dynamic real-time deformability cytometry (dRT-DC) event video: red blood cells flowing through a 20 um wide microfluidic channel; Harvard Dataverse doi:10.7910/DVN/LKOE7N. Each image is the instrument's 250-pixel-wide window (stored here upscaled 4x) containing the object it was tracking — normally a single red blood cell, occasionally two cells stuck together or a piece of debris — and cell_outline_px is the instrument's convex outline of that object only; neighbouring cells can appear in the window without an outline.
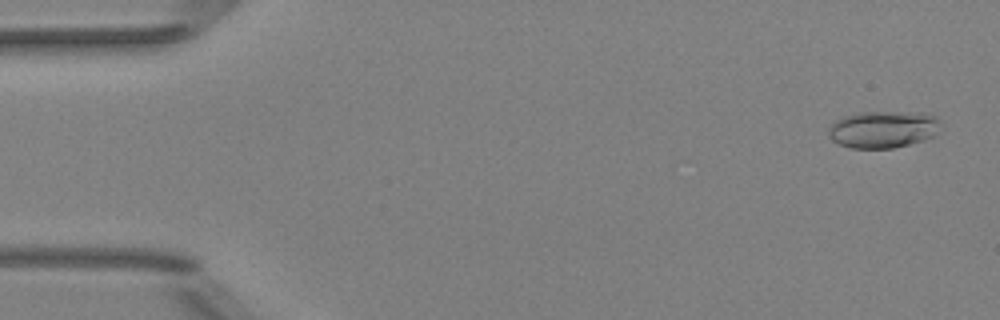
{"species": "Egyptian fruit bat (a non-hibernating species)", "species_latin": "Rousettus aegyptiacus", "temperature_condition": "room temperature", "stored_images_in_passage": 51, "camera_frame_rate_fps": 3000, "um_per_image_px": 0.085, "animal": {"sex": "female"}, "frame": {"image": 1, "passage_image": 2, "time_ms": 0.333, "image_size_px": [1000, 320], "cell_outline_px": [[940, 132], [924, 140], [892, 148], [852, 148], [840, 144], [832, 140], [828, 136], [828, 128], [836, 120], [844, 116], [860, 112], [924, 112], [936, 116], [940, 124]], "centroid_in_image_um": [75.08, 10.98], "position_along_channel_um": 9.9, "area_um2": 24.33}}
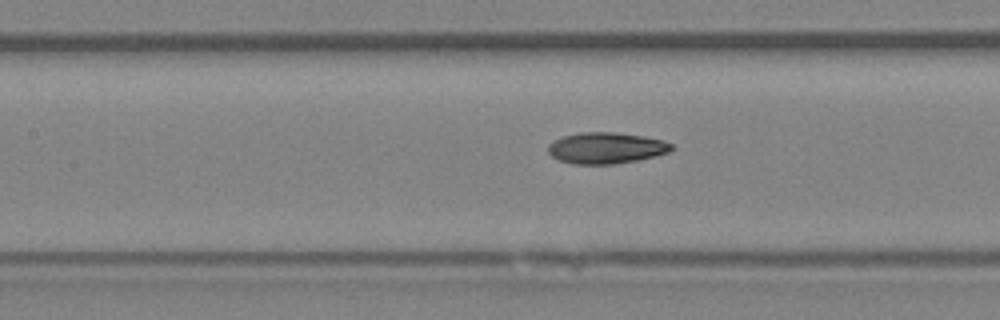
{"frame": {"image": 2, "passage_image": 23, "time_ms": 7.333, "image_size_px": [1000, 320], "cell_outline_px": [[672, 148], [668, 152], [636, 160], [616, 164], [572, 164], [560, 160], [552, 156], [548, 152], [548, 144], [552, 140], [564, 136], [580, 132], [612, 132], [640, 136], [664, 140], [672, 144]], "centroid_in_image_um": [51.46, 12.58], "position_along_channel_um": 155.9, "area_um2": 22.25}}
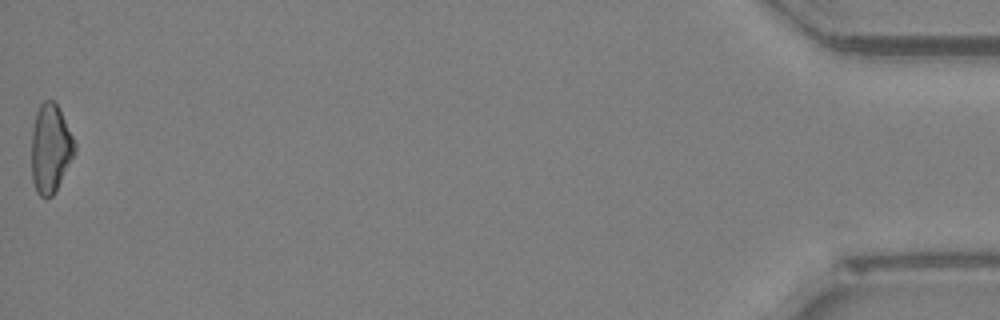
{"frame": {"image": 3, "passage_image": 51, "time_ms": 16.667, "image_size_px": [1000, 320], "cell_outline_px": [[76, 152], [52, 196], [44, 200], [36, 192], [32, 180], [32, 128], [36, 112], [40, 104], [44, 100], [52, 100], [56, 104], [76, 144]], "centroid_in_image_um": [4.27, 12.65], "position_along_channel_um": 430.9, "area_um2": 22.14}, "authors_computed_cell_mechanics": {"area_um2": 22.3108, "velocity_mm_per_s": 4.0318, "shape_relaxation_time_tau1_ms": 6.2237, "shape_relaxation_time_tau2_ms": 3.7116, "deformation_change_tau1": 0.1618, "deformation_change_tau2": 0.1096}}